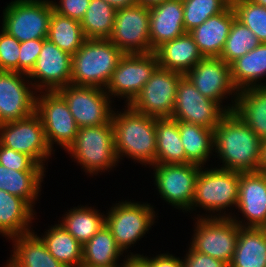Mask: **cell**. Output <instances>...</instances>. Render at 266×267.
Wrapping results in <instances>:
<instances>
[{"label": "cell", "mask_w": 266, "mask_h": 267, "mask_svg": "<svg viewBox=\"0 0 266 267\" xmlns=\"http://www.w3.org/2000/svg\"><path fill=\"white\" fill-rule=\"evenodd\" d=\"M262 141L233 111L227 112L214 129V152L221 169L256 172Z\"/></svg>", "instance_id": "6da1fadb"}, {"label": "cell", "mask_w": 266, "mask_h": 267, "mask_svg": "<svg viewBox=\"0 0 266 267\" xmlns=\"http://www.w3.org/2000/svg\"><path fill=\"white\" fill-rule=\"evenodd\" d=\"M116 110L113 109L111 122L118 161L125 156L142 166H153L156 163L155 117L136 112L129 105L122 112Z\"/></svg>", "instance_id": "7a4b0ae2"}, {"label": "cell", "mask_w": 266, "mask_h": 267, "mask_svg": "<svg viewBox=\"0 0 266 267\" xmlns=\"http://www.w3.org/2000/svg\"><path fill=\"white\" fill-rule=\"evenodd\" d=\"M239 182L240 172L238 171L219 167L205 169L201 167L196 180L191 211L200 207L210 213V215L200 216L199 214L197 216L201 218L231 217L234 213L226 214V209L229 210L228 207L231 209L232 206L237 207Z\"/></svg>", "instance_id": "3957f363"}, {"label": "cell", "mask_w": 266, "mask_h": 267, "mask_svg": "<svg viewBox=\"0 0 266 267\" xmlns=\"http://www.w3.org/2000/svg\"><path fill=\"white\" fill-rule=\"evenodd\" d=\"M123 55L109 39H86L72 55L71 84L105 89Z\"/></svg>", "instance_id": "277c9868"}, {"label": "cell", "mask_w": 266, "mask_h": 267, "mask_svg": "<svg viewBox=\"0 0 266 267\" xmlns=\"http://www.w3.org/2000/svg\"><path fill=\"white\" fill-rule=\"evenodd\" d=\"M66 151L90 176L115 168L119 161L111 120L100 126L80 128L75 141Z\"/></svg>", "instance_id": "5b68a950"}, {"label": "cell", "mask_w": 266, "mask_h": 267, "mask_svg": "<svg viewBox=\"0 0 266 267\" xmlns=\"http://www.w3.org/2000/svg\"><path fill=\"white\" fill-rule=\"evenodd\" d=\"M53 7L50 0H14L3 9L0 29L20 43L46 39Z\"/></svg>", "instance_id": "8992f818"}, {"label": "cell", "mask_w": 266, "mask_h": 267, "mask_svg": "<svg viewBox=\"0 0 266 267\" xmlns=\"http://www.w3.org/2000/svg\"><path fill=\"white\" fill-rule=\"evenodd\" d=\"M143 203V204H142ZM123 200L113 204L105 216V225L111 231L117 246L128 252L155 224L156 212L150 203Z\"/></svg>", "instance_id": "52a82bcc"}, {"label": "cell", "mask_w": 266, "mask_h": 267, "mask_svg": "<svg viewBox=\"0 0 266 267\" xmlns=\"http://www.w3.org/2000/svg\"><path fill=\"white\" fill-rule=\"evenodd\" d=\"M192 242L200 252L230 264L239 237V225L231 217H197Z\"/></svg>", "instance_id": "ba28073f"}, {"label": "cell", "mask_w": 266, "mask_h": 267, "mask_svg": "<svg viewBox=\"0 0 266 267\" xmlns=\"http://www.w3.org/2000/svg\"><path fill=\"white\" fill-rule=\"evenodd\" d=\"M35 112L39 115L48 146L67 150L75 141L79 127L64 98L57 91H40L36 95Z\"/></svg>", "instance_id": "9c48e42d"}, {"label": "cell", "mask_w": 266, "mask_h": 267, "mask_svg": "<svg viewBox=\"0 0 266 267\" xmlns=\"http://www.w3.org/2000/svg\"><path fill=\"white\" fill-rule=\"evenodd\" d=\"M151 168L154 171V186L160 197L172 207L190 212L201 167L193 163H155Z\"/></svg>", "instance_id": "30bf717a"}, {"label": "cell", "mask_w": 266, "mask_h": 267, "mask_svg": "<svg viewBox=\"0 0 266 267\" xmlns=\"http://www.w3.org/2000/svg\"><path fill=\"white\" fill-rule=\"evenodd\" d=\"M158 64L157 56L154 52L145 54H124L112 77L105 88V91L113 99H126L125 105H129L140 93L142 87L151 78Z\"/></svg>", "instance_id": "8fae6325"}, {"label": "cell", "mask_w": 266, "mask_h": 267, "mask_svg": "<svg viewBox=\"0 0 266 267\" xmlns=\"http://www.w3.org/2000/svg\"><path fill=\"white\" fill-rule=\"evenodd\" d=\"M57 92L66 101L79 129L100 126L111 120L114 102L105 89L69 84L58 89Z\"/></svg>", "instance_id": "7c38bea8"}, {"label": "cell", "mask_w": 266, "mask_h": 267, "mask_svg": "<svg viewBox=\"0 0 266 267\" xmlns=\"http://www.w3.org/2000/svg\"><path fill=\"white\" fill-rule=\"evenodd\" d=\"M183 76L158 66L129 106L141 114L170 118L174 110L178 83Z\"/></svg>", "instance_id": "4fadbf2b"}, {"label": "cell", "mask_w": 266, "mask_h": 267, "mask_svg": "<svg viewBox=\"0 0 266 267\" xmlns=\"http://www.w3.org/2000/svg\"><path fill=\"white\" fill-rule=\"evenodd\" d=\"M0 144L30 156L45 168L44 162L54 151L48 146L39 115L0 124Z\"/></svg>", "instance_id": "5bb4252c"}, {"label": "cell", "mask_w": 266, "mask_h": 267, "mask_svg": "<svg viewBox=\"0 0 266 267\" xmlns=\"http://www.w3.org/2000/svg\"><path fill=\"white\" fill-rule=\"evenodd\" d=\"M108 39L124 54L150 53L149 7L136 4L117 9Z\"/></svg>", "instance_id": "9a60e30c"}, {"label": "cell", "mask_w": 266, "mask_h": 267, "mask_svg": "<svg viewBox=\"0 0 266 267\" xmlns=\"http://www.w3.org/2000/svg\"><path fill=\"white\" fill-rule=\"evenodd\" d=\"M185 76L204 97L218 102L227 112L233 111L238 89L233 84L230 65L221 58L204 57ZM228 96L231 103L224 106L223 100Z\"/></svg>", "instance_id": "2e32d148"}, {"label": "cell", "mask_w": 266, "mask_h": 267, "mask_svg": "<svg viewBox=\"0 0 266 267\" xmlns=\"http://www.w3.org/2000/svg\"><path fill=\"white\" fill-rule=\"evenodd\" d=\"M226 113L218 102L204 97L185 75L180 79L170 118L215 129Z\"/></svg>", "instance_id": "e0dca14e"}, {"label": "cell", "mask_w": 266, "mask_h": 267, "mask_svg": "<svg viewBox=\"0 0 266 267\" xmlns=\"http://www.w3.org/2000/svg\"><path fill=\"white\" fill-rule=\"evenodd\" d=\"M37 93L27 74L0 71V124L32 115Z\"/></svg>", "instance_id": "ac0fdd59"}, {"label": "cell", "mask_w": 266, "mask_h": 267, "mask_svg": "<svg viewBox=\"0 0 266 267\" xmlns=\"http://www.w3.org/2000/svg\"><path fill=\"white\" fill-rule=\"evenodd\" d=\"M71 72L72 55L46 38L43 39L42 50L28 78L38 92L57 91L71 84Z\"/></svg>", "instance_id": "d6986e66"}, {"label": "cell", "mask_w": 266, "mask_h": 267, "mask_svg": "<svg viewBox=\"0 0 266 267\" xmlns=\"http://www.w3.org/2000/svg\"><path fill=\"white\" fill-rule=\"evenodd\" d=\"M238 192L235 209L244 220L236 215L231 218L243 228H266V173L240 172Z\"/></svg>", "instance_id": "ffe728a7"}, {"label": "cell", "mask_w": 266, "mask_h": 267, "mask_svg": "<svg viewBox=\"0 0 266 267\" xmlns=\"http://www.w3.org/2000/svg\"><path fill=\"white\" fill-rule=\"evenodd\" d=\"M150 52L187 33L182 0H168L149 7Z\"/></svg>", "instance_id": "44dd1931"}, {"label": "cell", "mask_w": 266, "mask_h": 267, "mask_svg": "<svg viewBox=\"0 0 266 267\" xmlns=\"http://www.w3.org/2000/svg\"><path fill=\"white\" fill-rule=\"evenodd\" d=\"M235 18L230 4L223 12L189 31L203 57H220Z\"/></svg>", "instance_id": "7402d4cb"}, {"label": "cell", "mask_w": 266, "mask_h": 267, "mask_svg": "<svg viewBox=\"0 0 266 267\" xmlns=\"http://www.w3.org/2000/svg\"><path fill=\"white\" fill-rule=\"evenodd\" d=\"M13 241V254L4 267H65L48 251L44 241L34 230L9 239Z\"/></svg>", "instance_id": "603a6c76"}, {"label": "cell", "mask_w": 266, "mask_h": 267, "mask_svg": "<svg viewBox=\"0 0 266 267\" xmlns=\"http://www.w3.org/2000/svg\"><path fill=\"white\" fill-rule=\"evenodd\" d=\"M154 53L160 67L183 75L204 58L189 32L163 43Z\"/></svg>", "instance_id": "cb8c5ba5"}, {"label": "cell", "mask_w": 266, "mask_h": 267, "mask_svg": "<svg viewBox=\"0 0 266 267\" xmlns=\"http://www.w3.org/2000/svg\"><path fill=\"white\" fill-rule=\"evenodd\" d=\"M35 212L24 199L0 190V234L8 240L33 230Z\"/></svg>", "instance_id": "d4e9b609"}, {"label": "cell", "mask_w": 266, "mask_h": 267, "mask_svg": "<svg viewBox=\"0 0 266 267\" xmlns=\"http://www.w3.org/2000/svg\"><path fill=\"white\" fill-rule=\"evenodd\" d=\"M233 112L261 141L266 140V86L238 90Z\"/></svg>", "instance_id": "484cf974"}, {"label": "cell", "mask_w": 266, "mask_h": 267, "mask_svg": "<svg viewBox=\"0 0 266 267\" xmlns=\"http://www.w3.org/2000/svg\"><path fill=\"white\" fill-rule=\"evenodd\" d=\"M229 267H266V228H243Z\"/></svg>", "instance_id": "4316f807"}, {"label": "cell", "mask_w": 266, "mask_h": 267, "mask_svg": "<svg viewBox=\"0 0 266 267\" xmlns=\"http://www.w3.org/2000/svg\"><path fill=\"white\" fill-rule=\"evenodd\" d=\"M234 86L238 89L266 86L260 82L266 77V43L237 58L230 64Z\"/></svg>", "instance_id": "83f0119b"}, {"label": "cell", "mask_w": 266, "mask_h": 267, "mask_svg": "<svg viewBox=\"0 0 266 267\" xmlns=\"http://www.w3.org/2000/svg\"><path fill=\"white\" fill-rule=\"evenodd\" d=\"M178 128L187 163L204 167L214 152V129L181 121Z\"/></svg>", "instance_id": "f1b7e54d"}, {"label": "cell", "mask_w": 266, "mask_h": 267, "mask_svg": "<svg viewBox=\"0 0 266 267\" xmlns=\"http://www.w3.org/2000/svg\"><path fill=\"white\" fill-rule=\"evenodd\" d=\"M123 251L117 246L111 231L104 225L86 244L82 250L81 267H110L124 262L129 258L125 256L123 263L119 257Z\"/></svg>", "instance_id": "f546056e"}, {"label": "cell", "mask_w": 266, "mask_h": 267, "mask_svg": "<svg viewBox=\"0 0 266 267\" xmlns=\"http://www.w3.org/2000/svg\"><path fill=\"white\" fill-rule=\"evenodd\" d=\"M156 163L184 164L186 154L180 140L178 121L172 118H155Z\"/></svg>", "instance_id": "4dcf8cb0"}, {"label": "cell", "mask_w": 266, "mask_h": 267, "mask_svg": "<svg viewBox=\"0 0 266 267\" xmlns=\"http://www.w3.org/2000/svg\"><path fill=\"white\" fill-rule=\"evenodd\" d=\"M45 171H17L0 164V190L24 199L32 208L41 193Z\"/></svg>", "instance_id": "1f68e13d"}, {"label": "cell", "mask_w": 266, "mask_h": 267, "mask_svg": "<svg viewBox=\"0 0 266 267\" xmlns=\"http://www.w3.org/2000/svg\"><path fill=\"white\" fill-rule=\"evenodd\" d=\"M50 254L65 267L82 266L83 246L59 223L40 235Z\"/></svg>", "instance_id": "d6a6232c"}, {"label": "cell", "mask_w": 266, "mask_h": 267, "mask_svg": "<svg viewBox=\"0 0 266 267\" xmlns=\"http://www.w3.org/2000/svg\"><path fill=\"white\" fill-rule=\"evenodd\" d=\"M99 211L77 206L62 216L60 224L83 246L105 225L106 215Z\"/></svg>", "instance_id": "836d02e7"}, {"label": "cell", "mask_w": 266, "mask_h": 267, "mask_svg": "<svg viewBox=\"0 0 266 267\" xmlns=\"http://www.w3.org/2000/svg\"><path fill=\"white\" fill-rule=\"evenodd\" d=\"M47 39L59 49L74 55L82 47L86 37L80 22L53 11Z\"/></svg>", "instance_id": "e575fe53"}, {"label": "cell", "mask_w": 266, "mask_h": 267, "mask_svg": "<svg viewBox=\"0 0 266 267\" xmlns=\"http://www.w3.org/2000/svg\"><path fill=\"white\" fill-rule=\"evenodd\" d=\"M116 9L104 0H91L80 22L86 39H108L115 22Z\"/></svg>", "instance_id": "d590c367"}, {"label": "cell", "mask_w": 266, "mask_h": 267, "mask_svg": "<svg viewBox=\"0 0 266 267\" xmlns=\"http://www.w3.org/2000/svg\"><path fill=\"white\" fill-rule=\"evenodd\" d=\"M259 44L260 42L254 33L235 18L219 58L230 65L237 58L255 49Z\"/></svg>", "instance_id": "8d00e7d4"}, {"label": "cell", "mask_w": 266, "mask_h": 267, "mask_svg": "<svg viewBox=\"0 0 266 267\" xmlns=\"http://www.w3.org/2000/svg\"><path fill=\"white\" fill-rule=\"evenodd\" d=\"M182 2L186 32L200 26L211 16L223 12L230 5L227 0H182Z\"/></svg>", "instance_id": "74e56055"}, {"label": "cell", "mask_w": 266, "mask_h": 267, "mask_svg": "<svg viewBox=\"0 0 266 267\" xmlns=\"http://www.w3.org/2000/svg\"><path fill=\"white\" fill-rule=\"evenodd\" d=\"M231 6L236 19L250 29L260 43H266V7L250 0H237Z\"/></svg>", "instance_id": "f35d334b"}, {"label": "cell", "mask_w": 266, "mask_h": 267, "mask_svg": "<svg viewBox=\"0 0 266 267\" xmlns=\"http://www.w3.org/2000/svg\"><path fill=\"white\" fill-rule=\"evenodd\" d=\"M21 43L1 29L0 31V71L19 72Z\"/></svg>", "instance_id": "ab89813d"}, {"label": "cell", "mask_w": 266, "mask_h": 267, "mask_svg": "<svg viewBox=\"0 0 266 267\" xmlns=\"http://www.w3.org/2000/svg\"><path fill=\"white\" fill-rule=\"evenodd\" d=\"M0 164L7 169H14L17 171H45L41 165H38L27 154L17 152L11 148L2 146L0 144Z\"/></svg>", "instance_id": "60d3db41"}, {"label": "cell", "mask_w": 266, "mask_h": 267, "mask_svg": "<svg viewBox=\"0 0 266 267\" xmlns=\"http://www.w3.org/2000/svg\"><path fill=\"white\" fill-rule=\"evenodd\" d=\"M43 47V40L34 39L21 42L19 55V72L29 74L34 68Z\"/></svg>", "instance_id": "b9f144b4"}, {"label": "cell", "mask_w": 266, "mask_h": 267, "mask_svg": "<svg viewBox=\"0 0 266 267\" xmlns=\"http://www.w3.org/2000/svg\"><path fill=\"white\" fill-rule=\"evenodd\" d=\"M91 0H60L58 3L51 0L53 11L59 15L81 22Z\"/></svg>", "instance_id": "7bdbcfd3"}, {"label": "cell", "mask_w": 266, "mask_h": 267, "mask_svg": "<svg viewBox=\"0 0 266 267\" xmlns=\"http://www.w3.org/2000/svg\"><path fill=\"white\" fill-rule=\"evenodd\" d=\"M129 258H138L146 267H184L183 261L170 253H160L153 257L143 256L140 253H130Z\"/></svg>", "instance_id": "ee69618b"}, {"label": "cell", "mask_w": 266, "mask_h": 267, "mask_svg": "<svg viewBox=\"0 0 266 267\" xmlns=\"http://www.w3.org/2000/svg\"><path fill=\"white\" fill-rule=\"evenodd\" d=\"M182 261L184 267H229L228 263L206 254L196 252L190 246Z\"/></svg>", "instance_id": "f6af8a7d"}, {"label": "cell", "mask_w": 266, "mask_h": 267, "mask_svg": "<svg viewBox=\"0 0 266 267\" xmlns=\"http://www.w3.org/2000/svg\"><path fill=\"white\" fill-rule=\"evenodd\" d=\"M116 10L120 8H126L138 4L137 0H104Z\"/></svg>", "instance_id": "bcb514c9"}, {"label": "cell", "mask_w": 266, "mask_h": 267, "mask_svg": "<svg viewBox=\"0 0 266 267\" xmlns=\"http://www.w3.org/2000/svg\"><path fill=\"white\" fill-rule=\"evenodd\" d=\"M258 172L266 173V140L261 144V158L258 167Z\"/></svg>", "instance_id": "7dc6e473"}, {"label": "cell", "mask_w": 266, "mask_h": 267, "mask_svg": "<svg viewBox=\"0 0 266 267\" xmlns=\"http://www.w3.org/2000/svg\"><path fill=\"white\" fill-rule=\"evenodd\" d=\"M124 267H146L138 258H128L124 262Z\"/></svg>", "instance_id": "c3c4849f"}, {"label": "cell", "mask_w": 266, "mask_h": 267, "mask_svg": "<svg viewBox=\"0 0 266 267\" xmlns=\"http://www.w3.org/2000/svg\"><path fill=\"white\" fill-rule=\"evenodd\" d=\"M165 1H168V0H137L138 4L147 6V7H151L155 4L165 2Z\"/></svg>", "instance_id": "681fc988"}, {"label": "cell", "mask_w": 266, "mask_h": 267, "mask_svg": "<svg viewBox=\"0 0 266 267\" xmlns=\"http://www.w3.org/2000/svg\"><path fill=\"white\" fill-rule=\"evenodd\" d=\"M255 4L261 5L263 7H266V0H250Z\"/></svg>", "instance_id": "f907efd6"}, {"label": "cell", "mask_w": 266, "mask_h": 267, "mask_svg": "<svg viewBox=\"0 0 266 267\" xmlns=\"http://www.w3.org/2000/svg\"><path fill=\"white\" fill-rule=\"evenodd\" d=\"M110 267H124V264H121V265H115V266H110Z\"/></svg>", "instance_id": "816d5d0a"}, {"label": "cell", "mask_w": 266, "mask_h": 267, "mask_svg": "<svg viewBox=\"0 0 266 267\" xmlns=\"http://www.w3.org/2000/svg\"><path fill=\"white\" fill-rule=\"evenodd\" d=\"M230 4H232L233 2L237 1V0H227Z\"/></svg>", "instance_id": "f5cc1de1"}]
</instances>
